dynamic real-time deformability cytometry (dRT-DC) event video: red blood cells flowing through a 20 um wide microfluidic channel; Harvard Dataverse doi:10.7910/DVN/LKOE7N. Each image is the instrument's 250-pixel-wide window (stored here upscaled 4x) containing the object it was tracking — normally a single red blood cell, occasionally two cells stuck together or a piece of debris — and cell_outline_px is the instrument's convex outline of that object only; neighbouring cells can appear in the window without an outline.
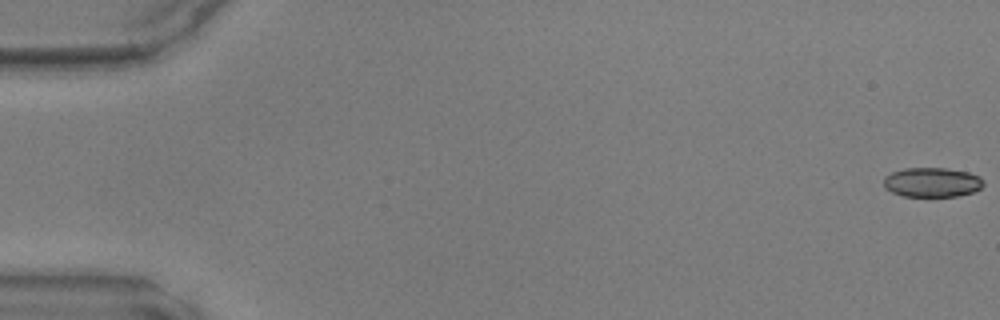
{"species": "common noctule bat (a hibernating species)", "species_latin": "Nyctalus noctula", "temperature_condition": "warm", "stored_images_in_passage": 48, "camera_frame_rate_fps": 3000, "um_per_image_px": 0.085, "animal": {"sex": "male", "body_mass_g": 17.9, "forearm_length_mm": 54.2}, "frame": {"image": 1, "passage_image": 1, "time_ms": 0.0, "image_size_px": [1000, 320], "cell_outline_px": [[984, 184], [980, 188], [972, 192], [956, 196], [904, 196], [892, 192], [884, 188], [884, 176], [892, 172], [904, 168], [944, 168], [968, 172], [980, 176], [984, 180]], "centroid_in_image_um": [79.22, 15.49], "position_along_channel_um": 5.8, "area_um2": 17.17}}
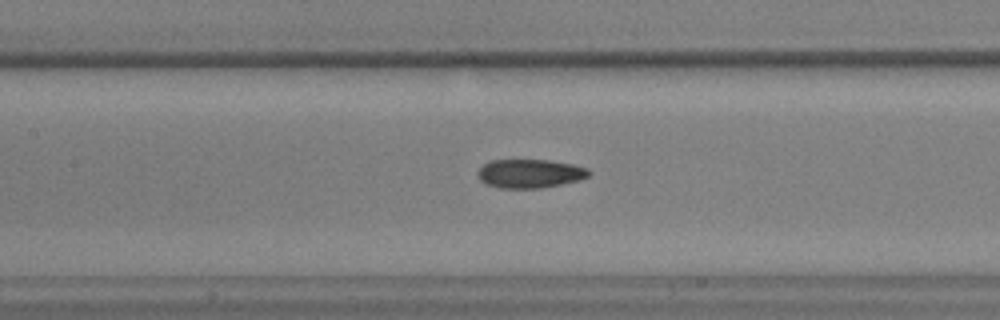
{"frame": {"image": 2, "passage_image": 23, "time_ms": 7.333, "image_size_px": [1000, 320], "cell_outline_px": [[592, 172], [588, 176], [580, 180], [540, 188], [500, 188], [488, 184], [480, 180], [476, 172], [484, 164], [492, 160], [552, 160], [572, 164], [588, 168]], "centroid_in_image_um": [45.06, 14.74], "position_along_channel_um": 162.3, "area_um2": 18.61}}
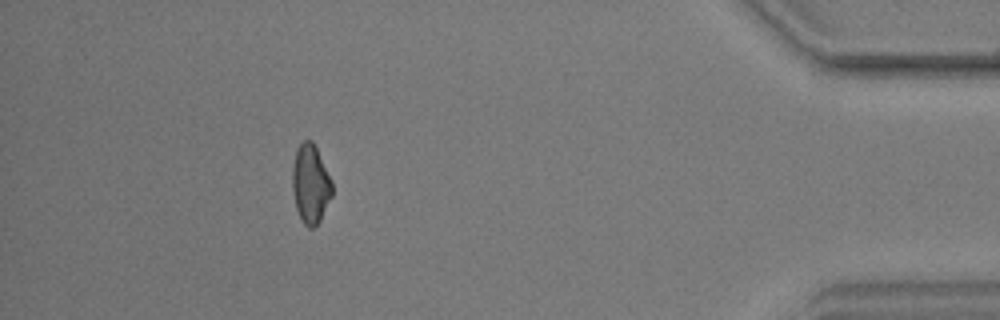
{"frame": {"image": 3, "passage_image": 44, "time_ms": 14.333, "image_size_px": [1000, 320], "cell_outline_px": [[332, 196], [320, 220], [312, 228], [308, 228], [304, 224], [296, 208], [292, 188], [292, 168], [296, 148], [304, 140], [312, 140], [332, 180]], "centroid_in_image_um": [26.39, 15.62], "position_along_channel_um": 408.8, "area_um2": 18.21}}